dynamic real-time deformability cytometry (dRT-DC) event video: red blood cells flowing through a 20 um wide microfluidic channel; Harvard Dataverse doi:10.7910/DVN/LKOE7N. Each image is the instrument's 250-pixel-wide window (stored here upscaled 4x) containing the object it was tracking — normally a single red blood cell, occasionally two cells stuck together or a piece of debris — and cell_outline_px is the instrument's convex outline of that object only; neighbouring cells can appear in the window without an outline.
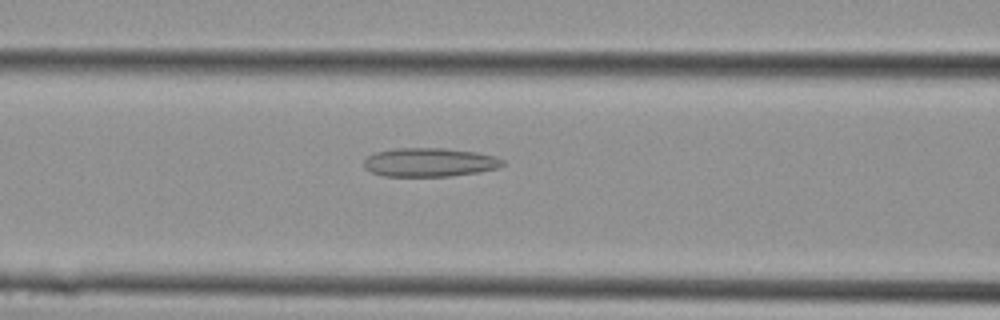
{"species": "Egyptian fruit bat (a non-hibernating species)", "species_latin": "Rousettus aegyptiacus", "temperature_condition": "cold", "stored_images_in_passage": 29, "camera_frame_rate_fps": 3000, "um_per_image_px": 0.085, "animal": {"sex": "female"}, "frame": {"image": 1, "passage_image": 12, "time_ms": 3.667, "image_size_px": [1000, 320], "cell_outline_px": [[504, 164], [500, 168], [480, 172], [448, 176], [384, 176], [372, 172], [364, 168], [364, 160], [368, 156], [376, 152], [396, 148], [444, 148], [476, 152], [496, 156], [504, 160]], "centroid_in_image_um": [36.54, 13.79], "position_along_channel_um": 130.1, "area_um2": 23.35}}
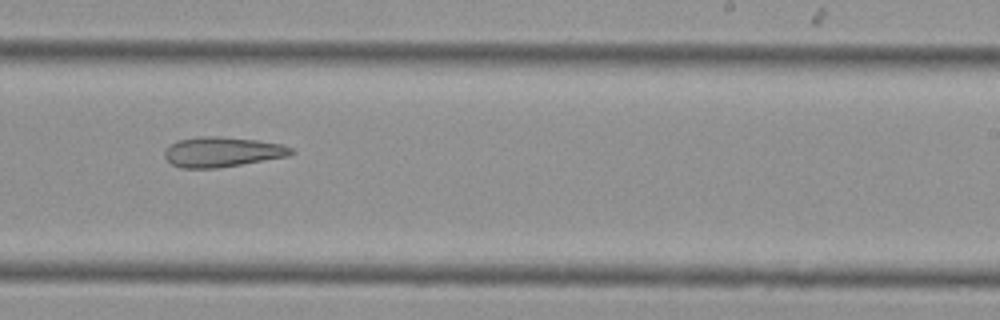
{"frame": {"image": 2, "passage_image": 18, "time_ms": 5.667, "image_size_px": [1000, 320], "cell_outline_px": [[296, 152], [288, 156], [220, 168], [180, 168], [172, 164], [164, 156], [164, 152], [168, 144], [176, 140], [200, 136], [220, 136], [256, 140], [280, 144], [292, 148]], "centroid_in_image_um": [18.85, 12.91], "position_along_channel_um": 270.1, "area_um2": 22.31}}
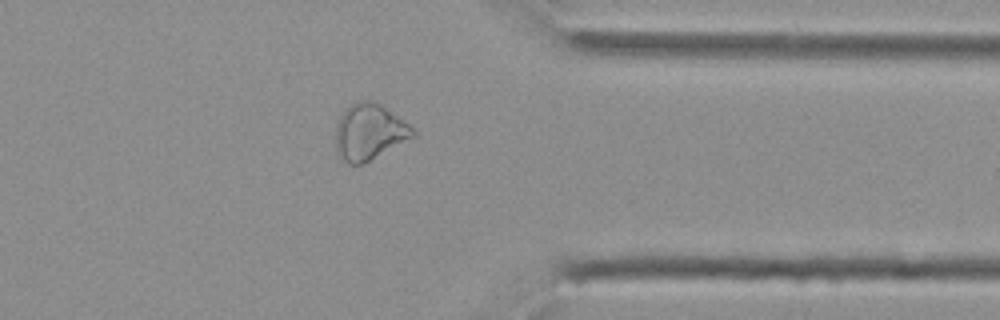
{"frame": {"image": 3, "passage_image": 23, "time_ms": 7.333, "image_size_px": [1000, 320], "cell_outline_px": [[416, 136], [360, 164], [348, 164], [336, 152], [336, 124], [340, 116], [356, 100], [372, 100], [380, 104], [408, 124], [416, 132]], "centroid_in_image_um": [31.37, 11.2], "position_along_channel_um": 380.0, "area_um2": 24.74}}